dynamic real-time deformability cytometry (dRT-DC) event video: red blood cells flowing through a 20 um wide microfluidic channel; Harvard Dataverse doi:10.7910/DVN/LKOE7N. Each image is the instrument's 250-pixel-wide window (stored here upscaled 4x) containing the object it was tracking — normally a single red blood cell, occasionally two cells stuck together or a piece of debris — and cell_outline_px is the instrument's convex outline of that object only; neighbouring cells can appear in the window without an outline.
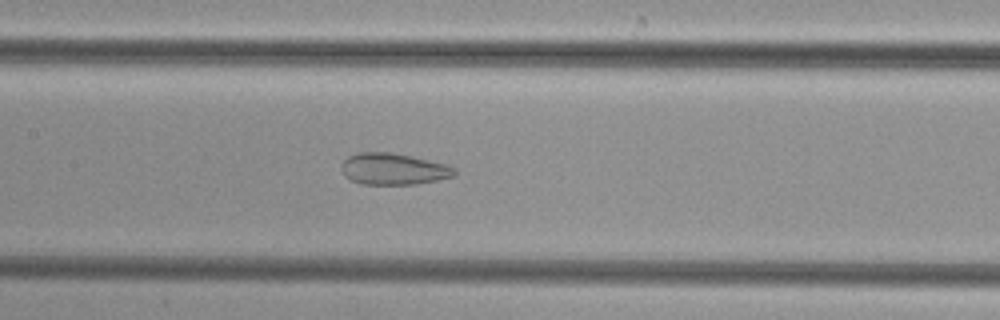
{"species": "common noctule bat (a hibernating species)", "species_latin": "Nyctalus noctula", "temperature_condition": "cold", "stored_images_in_passage": 45, "camera_frame_rate_fps": 3000, "um_per_image_px": 0.085, "animal": {"sex": "female", "body_mass_g": 29.2, "forearm_length_mm": 56.3}, "frame": {"image": 1, "passage_image": 24, "time_ms": 7.667, "image_size_px": [1000, 320], "cell_outline_px": [[456, 172], [452, 176], [436, 180], [416, 184], [360, 184], [344, 176], [340, 168], [340, 164], [348, 156], [360, 152], [388, 152], [448, 164], [456, 168]], "centroid_in_image_um": [33.4, 14.36], "position_along_channel_um": 174.0, "area_um2": 20.69}}
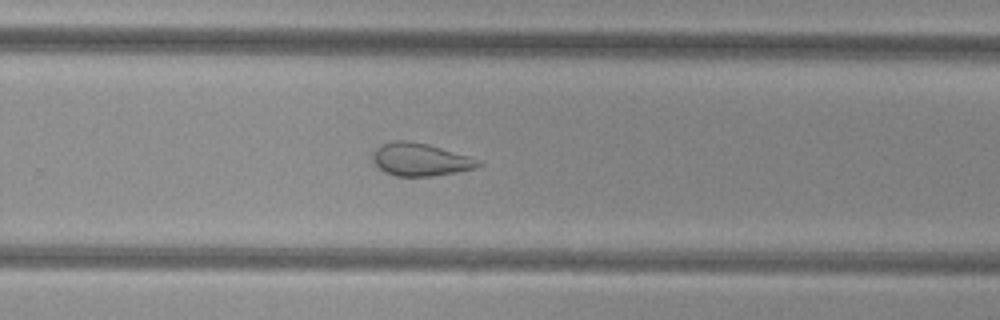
{"frame": {"image": 2, "passage_image": 33, "time_ms": 10.667, "image_size_px": [1000, 320], "cell_outline_px": [[484, 164], [476, 168], [456, 172], [432, 176], [396, 176], [384, 172], [372, 160], [372, 152], [380, 144], [392, 140], [408, 140], [428, 144], [484, 160]], "centroid_in_image_um": [35.75, 13.55], "position_along_channel_um": 294.0, "area_um2": 20.52}}
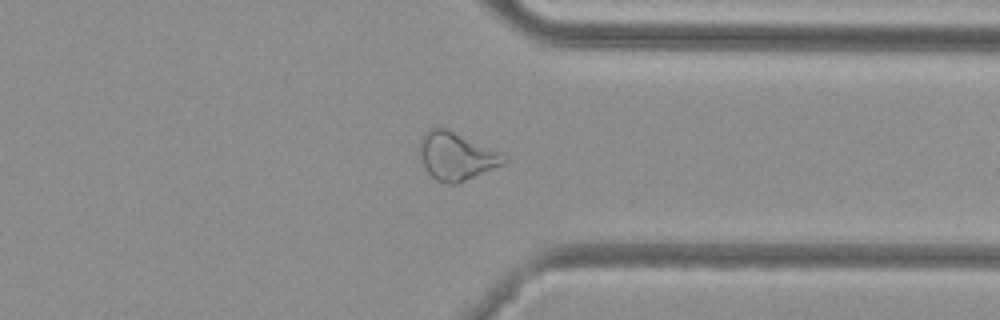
{"frame": {"image": 3, "passage_image": 39, "time_ms": 12.667, "image_size_px": [1000, 320], "cell_outline_px": [[508, 160], [504, 164], [456, 184], [448, 184], [436, 180], [428, 172], [420, 160], [420, 140], [424, 132], [436, 124]], "centroid_in_image_um": [38.64, 13.3], "position_along_channel_um": 372.8, "area_um2": 22.31}}